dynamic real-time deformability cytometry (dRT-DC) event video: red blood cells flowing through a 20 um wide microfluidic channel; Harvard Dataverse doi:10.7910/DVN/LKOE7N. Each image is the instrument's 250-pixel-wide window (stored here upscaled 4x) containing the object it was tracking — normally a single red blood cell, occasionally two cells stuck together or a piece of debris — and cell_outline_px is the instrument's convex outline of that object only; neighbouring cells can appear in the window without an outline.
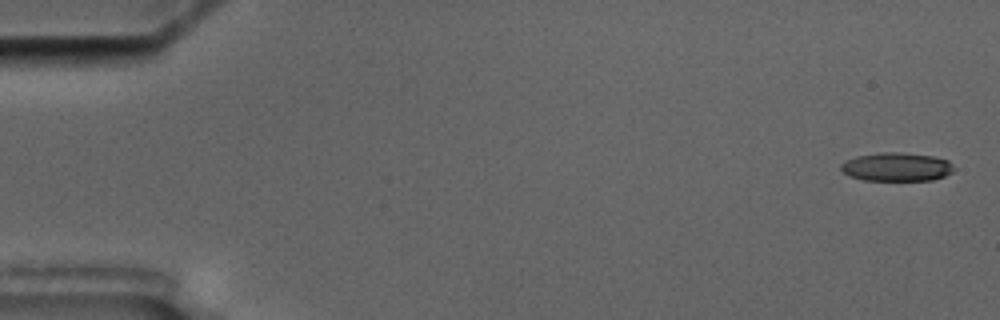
{"species": "common noctule bat (a hibernating species)", "species_latin": "Nyctalus noctula", "temperature_condition": "cold", "stored_images_in_passage": 5, "camera_frame_rate_fps": 3000, "um_per_image_px": 0.085, "animal": {"sex": "male", "body_mass_g": 17.5, "forearm_length_mm": 52.3}, "frame": {"image": 1, "passage_image": 1, "time_ms": 0.0, "image_size_px": [1000, 320], "cell_outline_px": [[956, 168], [952, 172], [944, 176], [932, 180], [864, 180], [848, 176], [840, 168], [840, 164], [844, 160], [856, 156], [880, 152], [900, 152], [932, 156], [948, 160]], "centroid_in_image_um": [76.19, 14.18], "position_along_channel_um": 8.8, "area_um2": 18.96}}